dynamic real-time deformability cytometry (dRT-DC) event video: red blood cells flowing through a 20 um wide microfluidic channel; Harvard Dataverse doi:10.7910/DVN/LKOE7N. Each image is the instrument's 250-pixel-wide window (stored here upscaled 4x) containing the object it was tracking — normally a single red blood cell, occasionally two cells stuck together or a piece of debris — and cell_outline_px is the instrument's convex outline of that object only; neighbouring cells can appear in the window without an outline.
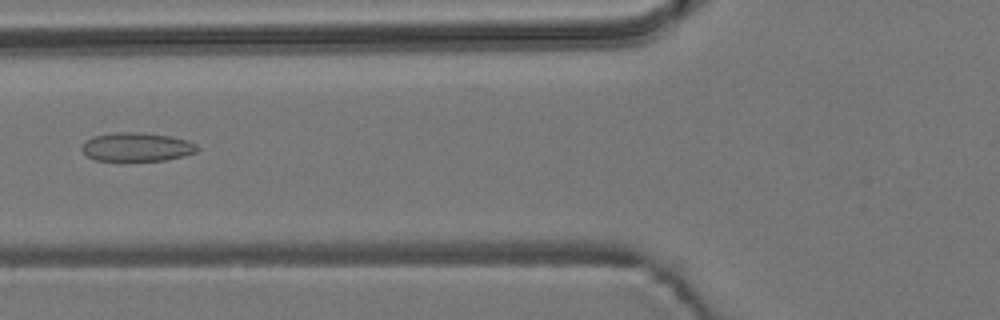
{"species": "common noctule bat (a hibernating species)", "species_latin": "Nyctalus noctula", "temperature_condition": "room temperature", "stored_images_in_passage": 6, "camera_frame_rate_fps": 3000, "um_per_image_px": 0.085, "animal": {"sex": "male", "body_mass_g": 19.2, "forearm_length_mm": 51.8}, "frame": {"image": 1, "passage_image": 5, "time_ms": 4.667, "image_size_px": [1000, 320], "cell_outline_px": [[200, 148], [196, 152], [184, 156], [164, 160], [96, 160], [88, 156], [80, 148], [92, 136], [116, 132], [136, 132], [172, 136], [188, 140], [196, 144]], "centroid_in_image_um": [11.67, 12.48], "position_along_channel_um": 114.1, "area_um2": 19.19}}
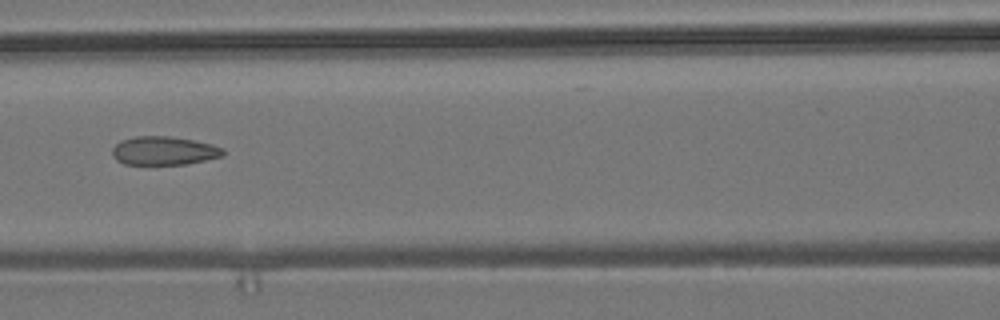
{"frame": {"image": 2, "passage_image": 6, "time_ms": 5.667, "image_size_px": [1000, 320], "cell_outline_px": [[224, 156], [188, 164], [124, 164], [116, 160], [112, 156], [112, 148], [120, 140], [136, 136], [172, 136], [212, 144], [224, 148]], "centroid_in_image_um": [13.93, 12.81], "position_along_channel_um": 152.7, "area_um2": 18.61}}